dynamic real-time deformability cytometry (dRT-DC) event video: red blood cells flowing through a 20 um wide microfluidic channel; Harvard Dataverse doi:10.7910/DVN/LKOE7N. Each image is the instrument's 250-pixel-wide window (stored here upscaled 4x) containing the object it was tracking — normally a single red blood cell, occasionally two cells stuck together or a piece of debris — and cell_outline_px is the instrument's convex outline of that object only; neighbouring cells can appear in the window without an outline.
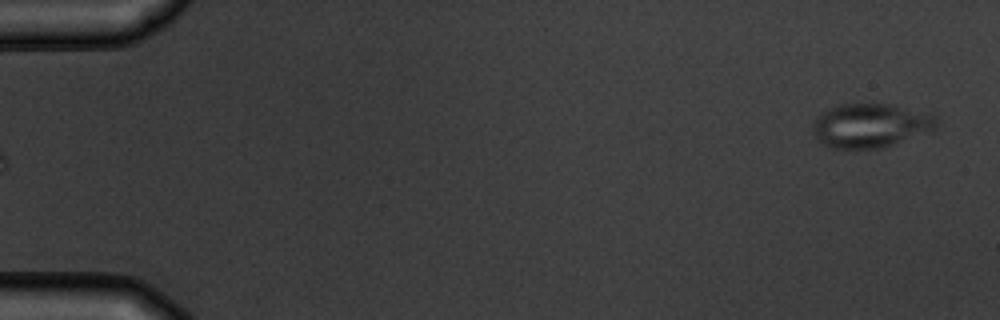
{"species": "common noctule bat (a hibernating species)", "species_latin": "Nyctalus noctula", "temperature_condition": "warm", "stored_images_in_passage": 5, "camera_frame_rate_fps": 3000, "um_per_image_px": 0.085, "animal": {"sex": "male", "body_mass_g": 19.5, "forearm_length_mm": 54.6}, "frame": {"image": 1, "passage_image": 5, "time_ms": 5.333, "image_size_px": [1000, 320], "cell_outline_px": [[936, 128], [884, 148], [832, 148], [824, 144], [816, 136], [812, 128], [812, 124], [816, 116], [820, 112], [828, 108], [840, 104], [892, 104], [936, 116]], "centroid_in_image_um": [73.94, 10.66], "position_along_channel_um": 11.1, "area_um2": 31.44}}